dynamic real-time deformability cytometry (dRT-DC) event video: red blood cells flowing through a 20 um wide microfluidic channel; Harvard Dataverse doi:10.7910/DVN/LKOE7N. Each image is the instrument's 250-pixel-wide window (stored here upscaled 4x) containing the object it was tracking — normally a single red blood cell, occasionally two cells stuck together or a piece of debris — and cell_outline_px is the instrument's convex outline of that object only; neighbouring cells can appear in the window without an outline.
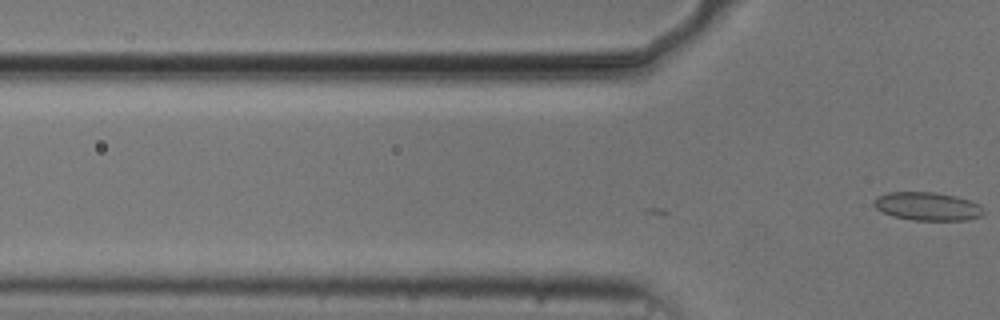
{"species": "common noctule bat (a hibernating species)", "species_latin": "Nyctalus noctula", "temperature_condition": "cold", "stored_images_in_passage": 15, "camera_frame_rate_fps": 3000, "um_per_image_px": 0.085, "animal": {"sex": "male", "body_mass_g": 20.5, "forearm_length_mm": 52.5}, "frame": {"image": 1, "passage_image": 15, "time_ms": 4.667, "image_size_px": [1000, 320], "cell_outline_px": [[984, 216], [968, 220], [912, 220], [892, 216], [876, 208], [872, 204], [872, 200], [876, 196], [888, 192], [932, 192], [956, 196], [980, 204], [984, 208]], "centroid_in_image_um": [78.84, 17.54], "position_along_channel_um": 47.0, "area_um2": 18.32}}